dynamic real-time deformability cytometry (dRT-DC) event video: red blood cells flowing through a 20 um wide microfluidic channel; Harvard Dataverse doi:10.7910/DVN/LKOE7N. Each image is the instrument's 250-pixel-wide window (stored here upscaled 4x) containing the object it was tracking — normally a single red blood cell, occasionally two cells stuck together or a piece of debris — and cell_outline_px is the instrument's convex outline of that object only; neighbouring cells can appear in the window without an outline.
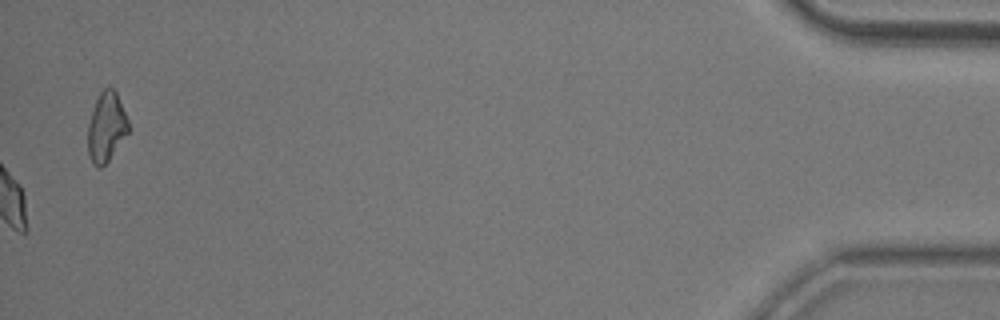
{"species": "common noctule bat (a hibernating species)", "species_latin": "Nyctalus noctula", "temperature_condition": "room temperature", "stored_images_in_passage": 39, "camera_frame_rate_fps": 3000, "um_per_image_px": 0.085, "animal": {"sex": "male", "body_mass_g": 20.5, "forearm_length_mm": 52.5}, "frame": {"image": 1, "passage_image": 39, "time_ms": 12.667, "image_size_px": [1000, 320], "cell_outline_px": [[128, 132], [108, 160], [100, 168], [96, 168], [92, 164], [88, 156], [88, 124], [96, 100], [100, 92], [104, 88], [112, 88], [116, 92], [128, 120]], "centroid_in_image_um": [9.01, 10.82], "position_along_channel_um": 426.2, "area_um2": 16.13}, "authors_computed_cell_mechanics": {"area_um2": 18.4382, "velocity_mm_per_s": 3.8139, "shape_relaxation_time_tau1_ms": 5.2741, "shape_relaxation_time_tau2_ms": 5.1354, "deformation_change_tau1": 0.1395, "deformation_change_tau2": 0.0694}}